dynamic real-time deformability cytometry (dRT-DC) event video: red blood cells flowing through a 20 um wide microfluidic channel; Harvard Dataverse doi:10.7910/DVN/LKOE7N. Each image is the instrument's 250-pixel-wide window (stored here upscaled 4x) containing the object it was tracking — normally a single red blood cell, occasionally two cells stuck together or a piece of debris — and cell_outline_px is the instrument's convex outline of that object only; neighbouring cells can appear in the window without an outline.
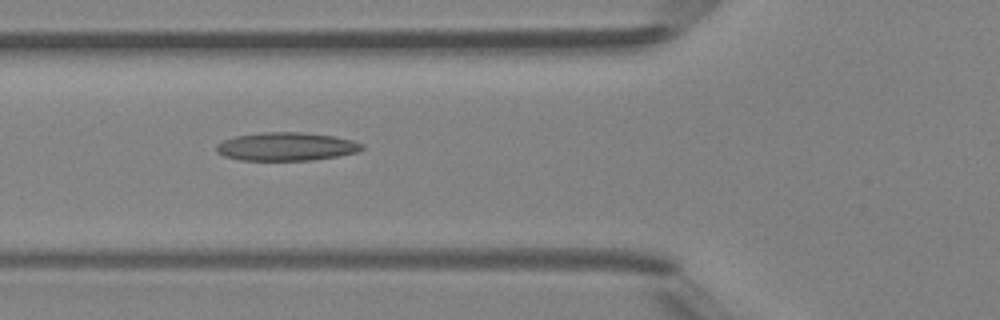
{"species": "Egyptian fruit bat (a non-hibernating species)", "species_latin": "Rousettus aegyptiacus", "temperature_condition": "room temperature", "stored_images_in_passage": 4, "camera_frame_rate_fps": 3000, "um_per_image_px": 0.085, "animal": {"sex": "female"}, "frame": {"image": 1, "passage_image": 3, "time_ms": 2.0, "image_size_px": [1000, 320], "cell_outline_px": [[364, 148], [356, 152], [340, 156], [312, 160], [240, 160], [224, 156], [216, 152], [216, 144], [224, 140], [236, 136], [260, 132], [300, 132], [332, 136], [352, 140], [364, 144]], "centroid_in_image_um": [24.33, 12.46], "position_along_channel_um": 101.5, "area_um2": 24.04}}
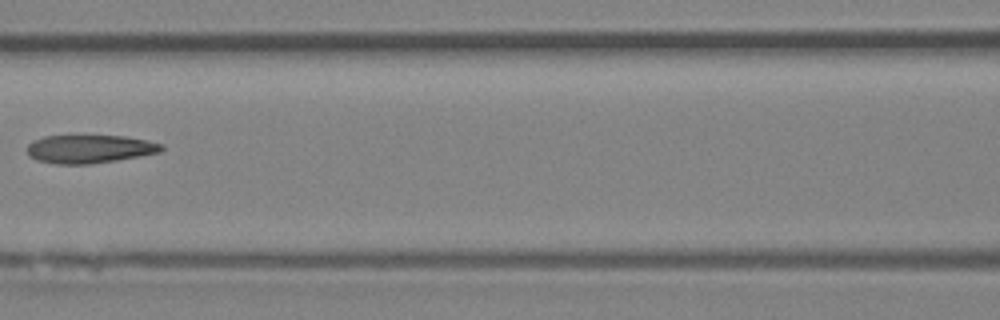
{"frame": {"image": 2, "passage_image": 4, "time_ms": 3.333, "image_size_px": [1000, 320], "cell_outline_px": [[164, 148], [160, 152], [140, 156], [116, 160], [88, 164], [56, 164], [36, 160], [28, 156], [28, 144], [32, 140], [44, 136], [124, 136], [164, 144]], "centroid_in_image_um": [7.59, 12.66], "position_along_channel_um": 159.0, "area_um2": 22.08}}